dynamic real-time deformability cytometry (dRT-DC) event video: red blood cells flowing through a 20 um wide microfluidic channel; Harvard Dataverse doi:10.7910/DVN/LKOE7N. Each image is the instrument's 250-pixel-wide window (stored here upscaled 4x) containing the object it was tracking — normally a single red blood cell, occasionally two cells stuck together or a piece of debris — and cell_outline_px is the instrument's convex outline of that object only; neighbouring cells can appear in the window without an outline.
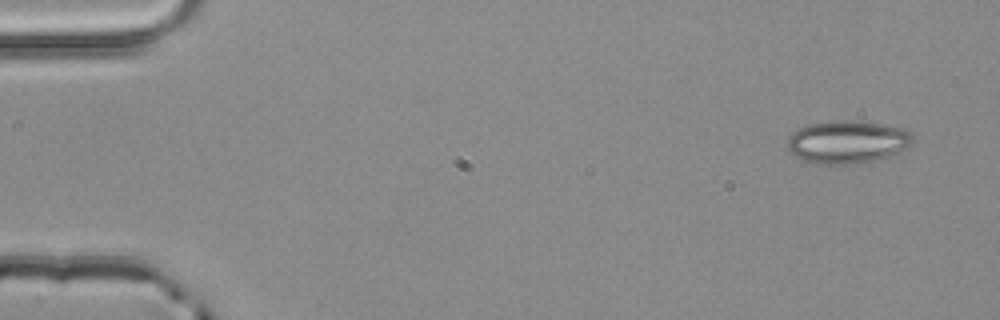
{"species": "common noctule bat (a hibernating species)", "species_latin": "Nyctalus noctula", "temperature_condition": "room temperature", "stored_images_in_passage": 4, "camera_frame_rate_fps": 3000, "um_per_image_px": 0.085, "animal": {"sex": "male", "body_mass_g": 20.4}, "frame": {"image": 1, "passage_image": 1, "time_ms": 0.0, "image_size_px": [1000, 320], "cell_outline_px": [[916, 140], [908, 148], [900, 152], [888, 156], [856, 164], [820, 164], [800, 160], [792, 156], [788, 148], [788, 136], [792, 132], [804, 124], [844, 120], [880, 124], [904, 128], [912, 132]], "centroid_in_image_um": [72.03, 12.07], "position_along_channel_um": 13.0, "area_um2": 31.67}}
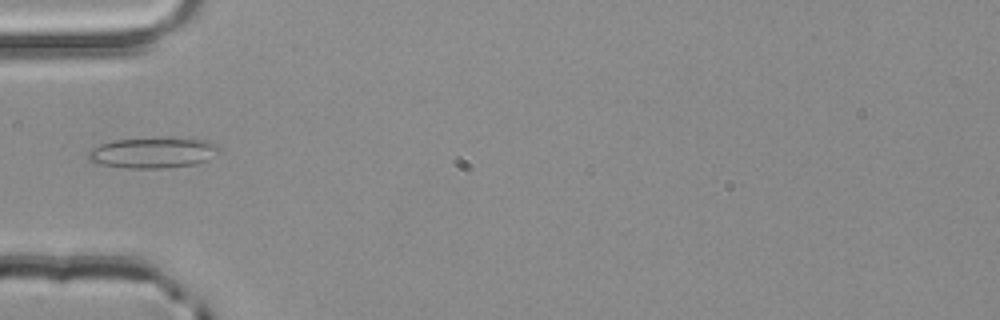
{"frame": {"image": 2, "passage_image": 4, "time_ms": 1.0, "image_size_px": [1000, 320], "cell_outline_px": [[220, 152], [208, 160], [196, 164], [168, 168], [124, 168], [100, 164], [88, 160], [88, 152], [92, 148], [100, 144], [112, 140], [208, 140], [216, 144], [220, 148]], "centroid_in_image_um": [13.0, 13.03], "position_along_channel_um": 72.0, "area_um2": 22.77}}